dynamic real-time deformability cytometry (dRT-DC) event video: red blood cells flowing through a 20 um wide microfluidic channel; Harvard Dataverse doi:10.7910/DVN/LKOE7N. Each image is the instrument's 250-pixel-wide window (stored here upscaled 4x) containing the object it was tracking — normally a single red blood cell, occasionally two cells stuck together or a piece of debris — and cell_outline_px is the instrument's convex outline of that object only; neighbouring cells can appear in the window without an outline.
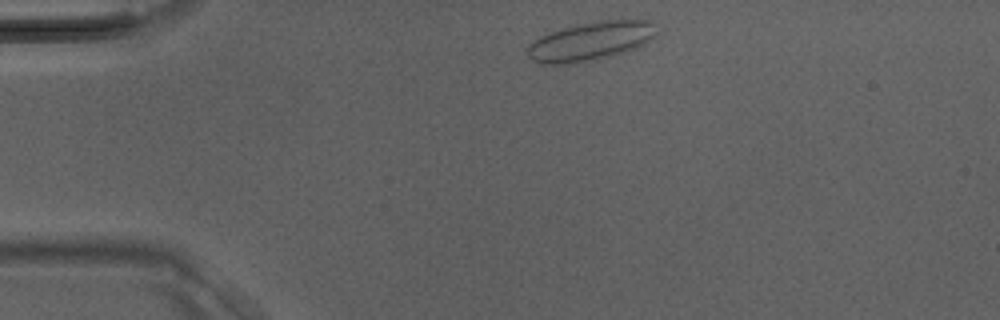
{"species": "Egyptian fruit bat (a non-hibernating species)", "species_latin": "Rousettus aegyptiacus", "temperature_condition": "room temperature", "stored_images_in_passage": 33, "camera_frame_rate_fps": 3000, "um_per_image_px": 0.085, "animal": {"sex": "male"}, "frame": {"image": 1, "passage_image": 1, "time_ms": 0.0, "image_size_px": [1000, 320], "cell_outline_px": [[660, 32], [656, 36], [644, 44], [636, 48], [612, 56], [596, 60], [560, 64], [540, 64], [532, 60], [528, 56], [528, 44], [540, 36], [576, 24], [600, 20], [652, 20]], "centroid_in_image_um": [50.26, 3.5], "position_along_channel_um": 34.7, "area_um2": 29.36}}
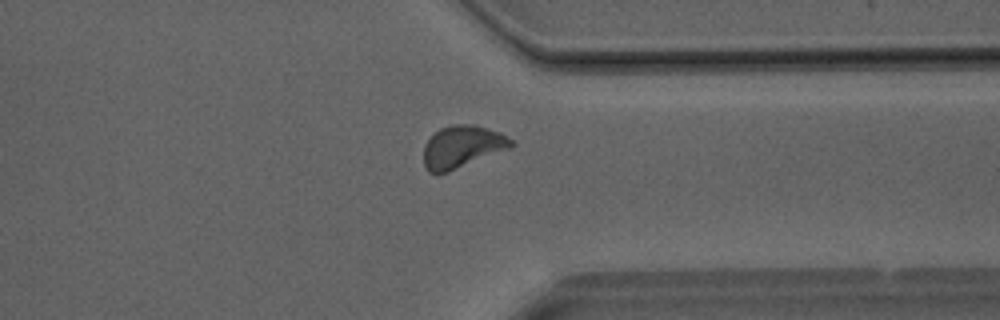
{"frame": {"image": 2, "passage_image": 24, "time_ms": 7.667, "image_size_px": [1000, 320], "cell_outline_px": [[516, 144], [512, 148], [448, 172], [428, 172], [424, 164], [424, 144], [440, 128], [452, 124], [476, 124], [500, 132], [512, 140]], "centroid_in_image_um": [39.33, 12.46], "position_along_channel_um": 372.1, "area_um2": 21.68}}
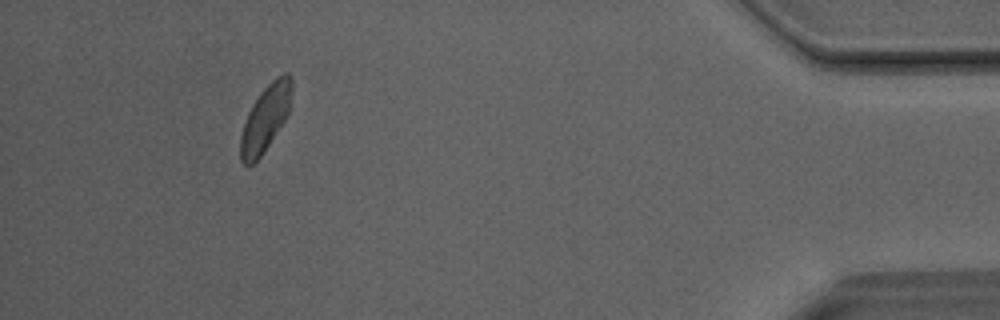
{"frame": {"image": 3, "passage_image": 30, "time_ms": 9.667, "image_size_px": [1000, 320], "cell_outline_px": [[292, 92], [288, 112], [284, 120], [260, 156], [248, 168], [240, 160], [240, 136], [248, 112], [252, 104], [260, 92], [272, 80], [284, 72], [288, 72], [292, 76]], "centroid_in_image_um": [22.55, 10.02], "position_along_channel_um": 412.7, "area_um2": 19.54}}